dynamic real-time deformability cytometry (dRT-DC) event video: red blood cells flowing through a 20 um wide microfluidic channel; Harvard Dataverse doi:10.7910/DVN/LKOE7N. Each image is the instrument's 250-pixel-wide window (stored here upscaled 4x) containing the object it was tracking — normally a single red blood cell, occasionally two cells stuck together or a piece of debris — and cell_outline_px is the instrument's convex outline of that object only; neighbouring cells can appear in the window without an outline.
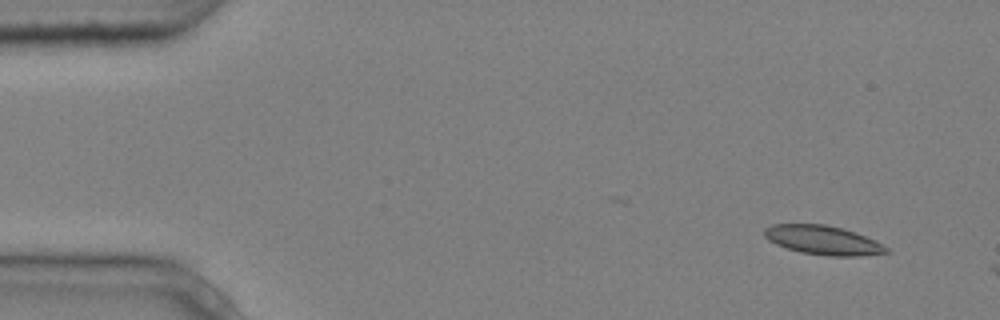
{"species": "common noctule bat (a hibernating species)", "species_latin": "Nyctalus noctula", "temperature_condition": "cold", "stored_images_in_passage": 3, "camera_frame_rate_fps": 3000, "um_per_image_px": 0.085, "animal": {"sex": "male", "body_mass_g": 20.4}, "frame": {"image": 1, "passage_image": 1, "time_ms": 0.0, "image_size_px": [1000, 320], "cell_outline_px": [[892, 252], [860, 256], [828, 256], [800, 252], [776, 244], [768, 240], [764, 236], [764, 228], [772, 224], [824, 224], [840, 228], [864, 236], [888, 248]], "centroid_in_image_um": [69.91, 20.42], "position_along_channel_um": 15.1, "area_um2": 20.4}}